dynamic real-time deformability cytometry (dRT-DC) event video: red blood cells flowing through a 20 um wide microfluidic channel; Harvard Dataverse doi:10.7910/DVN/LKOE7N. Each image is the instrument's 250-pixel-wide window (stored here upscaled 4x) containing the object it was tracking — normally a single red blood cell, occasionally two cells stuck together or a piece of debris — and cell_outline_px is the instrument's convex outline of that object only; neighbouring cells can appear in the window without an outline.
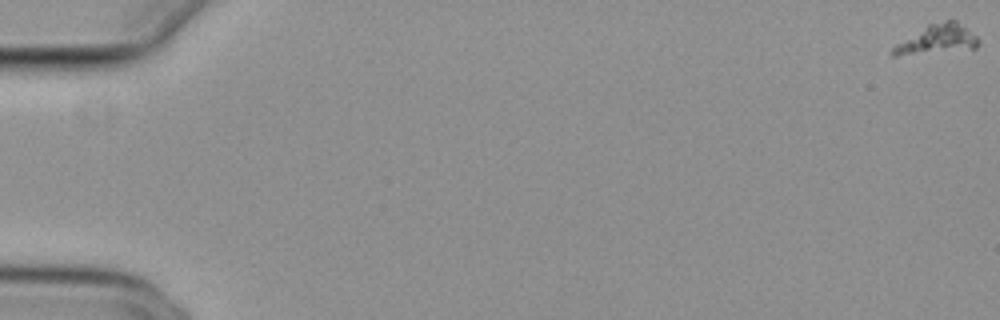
{"species": "common noctule bat (a hibernating species)", "species_latin": "Nyctalus noctula", "temperature_condition": "cold", "stored_images_in_passage": 8, "camera_frame_rate_fps": 3000, "um_per_image_px": 0.085, "animal": {"sex": "female", "body_mass_g": 29.2, "forearm_length_mm": 56.3}, "frame": {"image": 1, "passage_image": 1, "time_ms": 0.0, "image_size_px": [1000, 320], "cell_outline_px": [[980, 44], [976, 48], [896, 56], [888, 56], [888, 52], [896, 44], [928, 24], [944, 20], [956, 20], [976, 36], [980, 40]], "centroid_in_image_um": [79.62, 3.36], "position_along_channel_um": 5.4, "area_um2": 14.57}}